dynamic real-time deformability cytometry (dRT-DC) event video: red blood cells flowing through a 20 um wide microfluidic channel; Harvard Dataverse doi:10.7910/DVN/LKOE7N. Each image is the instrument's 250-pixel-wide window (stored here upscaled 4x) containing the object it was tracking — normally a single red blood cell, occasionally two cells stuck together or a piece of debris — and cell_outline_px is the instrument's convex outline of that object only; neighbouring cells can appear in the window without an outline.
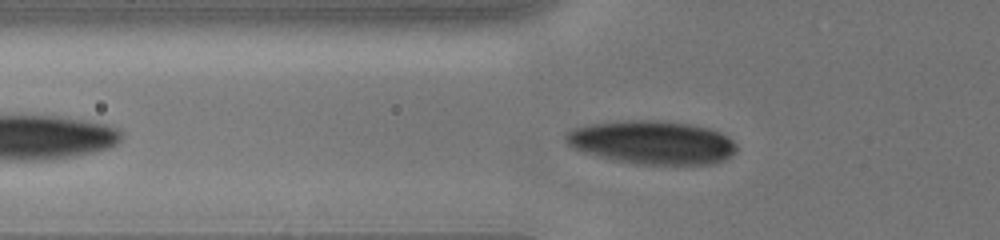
{"species": "human", "species_latin": "Homo sapiens", "temperature_condition": "cold", "stored_images_in_passage": 21, "camera_frame_rate_fps": 3000, "um_per_image_px": 0.085, "donor": {"sex": "male"}, "frame": {"image": 1, "passage_image": 3, "time_ms": 1.667, "image_size_px": [1000, 240], "cell_outline_px": [[736, 152], [724, 160], [712, 164], [632, 164], [612, 160], [584, 152], [572, 148], [564, 140], [564, 132], [572, 128], [592, 124], [624, 120], [656, 120], [692, 124], [708, 128], [720, 132], [728, 136], [736, 144]], "centroid_in_image_um": [55.4, 12.1], "position_along_channel_um": 70.4, "area_um2": 43.58}}
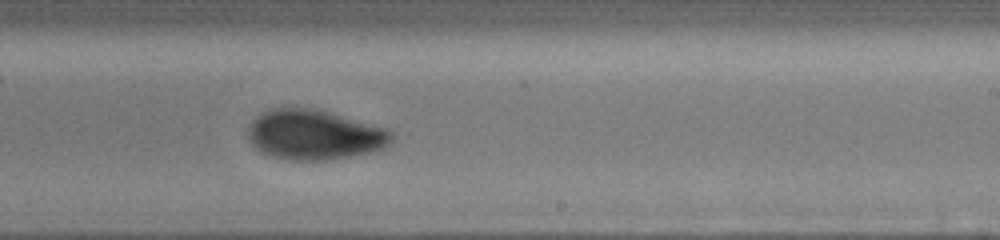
{"frame": {"image": 2, "passage_image": 12, "time_ms": 6.667, "image_size_px": [1000, 240], "cell_outline_px": [[392, 140], [384, 148], [368, 152], [348, 156], [324, 160], [288, 160], [272, 156], [260, 152], [252, 144], [248, 136], [248, 128], [252, 120], [260, 112], [272, 108], [312, 108], [328, 112], [388, 128], [392, 132]], "centroid_in_image_um": [26.69, 11.45], "position_along_channel_um": 262.3, "area_um2": 41.62}}
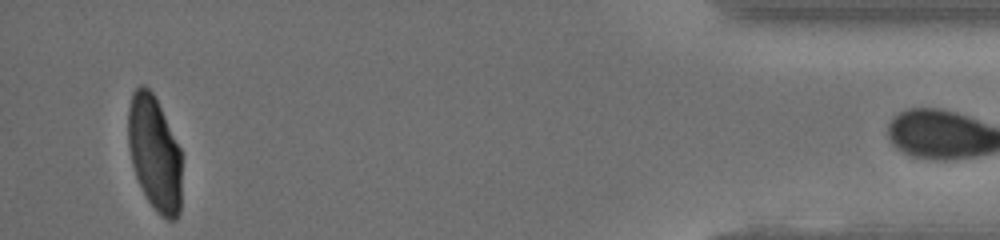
{"frame": {"image": 3, "passage_image": 21, "time_ms": 12.333, "image_size_px": [1000, 240], "cell_outline_px": [[180, 212], [176, 220], [168, 220], [160, 216], [156, 212], [148, 200], [136, 176], [132, 164], [128, 148], [128, 108], [132, 92], [140, 84], [144, 84], [152, 92], [180, 148]], "centroid_in_image_um": [13.11, 13.04], "position_along_channel_um": 422.1, "area_um2": 35.6}, "authors_computed_cell_mechanics": {"area_um2": 41.1536, "velocity_mm_per_s": 3.9051, "shape_relaxation_time_tau1_ms": 2.187, "shape_relaxation_time_tau2_ms": 0.8372, "deformation_change_tau1": 0.1064, "deformation_change_tau2": 0.0369}}